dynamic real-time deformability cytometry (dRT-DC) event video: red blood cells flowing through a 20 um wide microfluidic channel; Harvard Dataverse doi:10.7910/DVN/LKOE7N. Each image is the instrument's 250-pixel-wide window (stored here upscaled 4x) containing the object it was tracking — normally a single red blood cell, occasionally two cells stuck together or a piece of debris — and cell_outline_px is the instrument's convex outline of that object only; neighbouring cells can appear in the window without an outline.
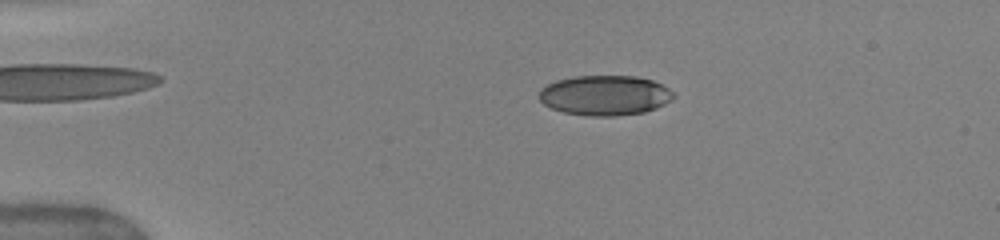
{"species": "human", "species_latin": "Homo sapiens", "temperature_condition": "warm", "stored_images_in_passage": 5, "camera_frame_rate_fps": 3000, "um_per_image_px": 0.085, "donor": {"sex": "female"}, "frame": {"image": 1, "passage_image": 1, "time_ms": 0.0, "image_size_px": [1000, 240], "cell_outline_px": [[676, 96], [672, 100], [656, 108], [644, 112], [616, 116], [592, 116], [564, 112], [552, 108], [544, 104], [536, 96], [540, 88], [556, 80], [576, 76], [636, 76], [652, 80], [668, 88]], "centroid_in_image_um": [51.4, 8.1], "position_along_channel_um": 33.6, "area_um2": 31.44}}